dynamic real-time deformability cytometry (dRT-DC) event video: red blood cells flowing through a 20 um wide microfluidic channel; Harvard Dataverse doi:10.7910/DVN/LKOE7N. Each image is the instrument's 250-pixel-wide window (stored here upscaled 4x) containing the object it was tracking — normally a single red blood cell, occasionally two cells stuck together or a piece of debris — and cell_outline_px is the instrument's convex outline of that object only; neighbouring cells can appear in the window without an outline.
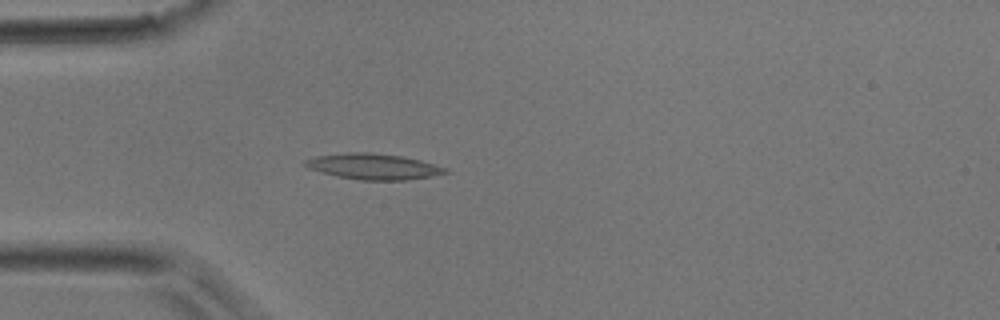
{"species": "common noctule bat (a hibernating species)", "species_latin": "Nyctalus noctula", "temperature_condition": "room temperature", "stored_images_in_passage": 3, "camera_frame_rate_fps": 3000, "um_per_image_px": 0.085, "animal": {"sex": "male", "body_mass_g": 17.9}, "frame": {"image": 1, "passage_image": 3, "time_ms": 2.333, "image_size_px": [1000, 320], "cell_outline_px": [[448, 172], [432, 176], [408, 180], [360, 180], [336, 176], [320, 172], [308, 168], [304, 164], [304, 160], [316, 156], [348, 152], [372, 152], [404, 156], [420, 160], [448, 168]], "centroid_in_image_um": [31.74, 14.15], "position_along_channel_um": 53.3, "area_um2": 21.21}}